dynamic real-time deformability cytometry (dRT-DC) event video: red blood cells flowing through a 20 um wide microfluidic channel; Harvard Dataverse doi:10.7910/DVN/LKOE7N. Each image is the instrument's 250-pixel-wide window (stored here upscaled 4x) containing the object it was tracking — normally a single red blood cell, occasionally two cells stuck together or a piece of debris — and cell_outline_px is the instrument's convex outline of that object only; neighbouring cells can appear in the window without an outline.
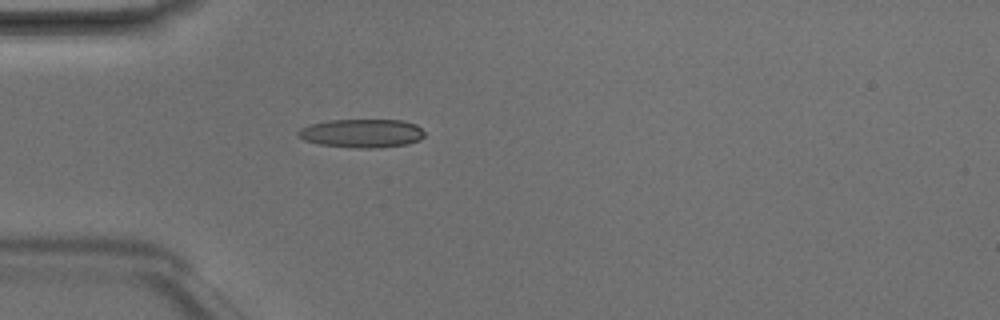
{"species": "Egyptian fruit bat (a non-hibernating species)", "species_latin": "Rousettus aegyptiacus", "temperature_condition": "room temperature", "stored_images_in_passage": 4, "camera_frame_rate_fps": 3000, "um_per_image_px": 0.085, "animal": {"sex": "male"}, "frame": {"image": 1, "passage_image": 4, "time_ms": 1.0, "image_size_px": [1000, 320], "cell_outline_px": [[424, 136], [420, 140], [408, 144], [376, 148], [352, 148], [320, 144], [304, 140], [296, 136], [296, 132], [300, 128], [308, 124], [328, 120], [404, 120], [416, 124], [424, 132]], "centroid_in_image_um": [30.73, 11.33], "position_along_channel_um": 54.3, "area_um2": 21.33}}